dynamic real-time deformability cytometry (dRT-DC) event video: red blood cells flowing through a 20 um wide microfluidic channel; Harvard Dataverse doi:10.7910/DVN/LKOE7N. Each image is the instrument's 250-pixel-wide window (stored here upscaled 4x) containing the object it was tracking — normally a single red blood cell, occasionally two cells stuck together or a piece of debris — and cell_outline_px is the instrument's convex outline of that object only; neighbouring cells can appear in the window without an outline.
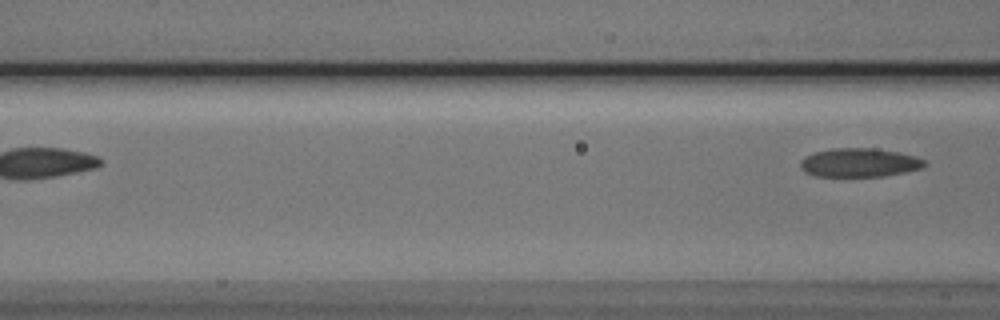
{"species": "Egyptian fruit bat (a non-hibernating species)", "species_latin": "Rousettus aegyptiacus", "temperature_condition": "cold", "stored_images_in_passage": 3, "camera_frame_rate_fps": 3000, "um_per_image_px": 0.085, "animal": {"sex": "male"}, "frame": {"image": 1, "passage_image": 3, "time_ms": 2.333, "image_size_px": [1000, 320], "cell_outline_px": [[928, 164], [920, 168], [904, 172], [880, 176], [816, 176], [804, 172], [800, 168], [800, 160], [804, 156], [816, 152], [832, 148], [872, 148], [896, 152], [916, 156], [924, 160]], "centroid_in_image_um": [73.0, 13.82], "position_along_channel_um": 93.6, "area_um2": 20.69}}